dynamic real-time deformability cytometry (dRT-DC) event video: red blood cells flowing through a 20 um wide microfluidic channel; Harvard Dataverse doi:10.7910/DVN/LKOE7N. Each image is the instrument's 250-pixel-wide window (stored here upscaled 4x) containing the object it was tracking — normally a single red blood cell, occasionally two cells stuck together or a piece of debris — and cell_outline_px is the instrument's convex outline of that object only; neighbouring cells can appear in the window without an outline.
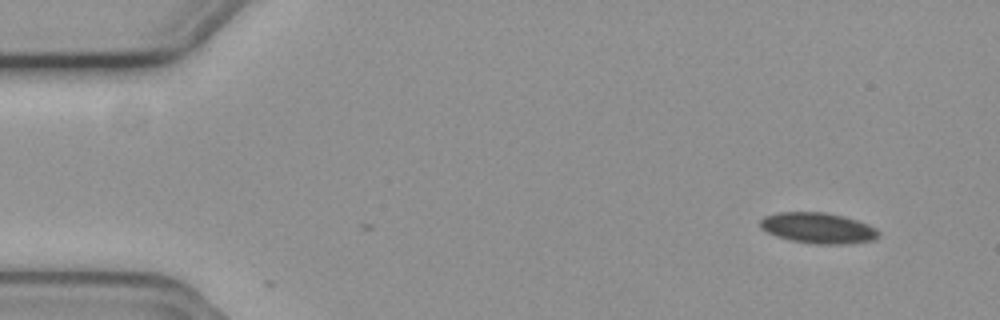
{"species": "common noctule bat (a hibernating species)", "species_latin": "Nyctalus noctula", "temperature_condition": "cold", "stored_images_in_passage": 2, "camera_frame_rate_fps": 3000, "um_per_image_px": 0.085, "animal": {"sex": "female", "body_mass_g": 19.3, "forearm_length_mm": 54.1}, "frame": {"image": 1, "passage_image": 2, "time_ms": 0.333, "image_size_px": [1000, 320], "cell_outline_px": [[880, 236], [876, 240], [848, 244], [812, 244], [788, 240], [776, 236], [760, 228], [760, 220], [764, 216], [780, 212], [824, 212], [844, 216], [868, 224], [876, 228], [880, 232]], "centroid_in_image_um": [69.56, 19.39], "position_along_channel_um": 15.4, "area_um2": 21.5}}